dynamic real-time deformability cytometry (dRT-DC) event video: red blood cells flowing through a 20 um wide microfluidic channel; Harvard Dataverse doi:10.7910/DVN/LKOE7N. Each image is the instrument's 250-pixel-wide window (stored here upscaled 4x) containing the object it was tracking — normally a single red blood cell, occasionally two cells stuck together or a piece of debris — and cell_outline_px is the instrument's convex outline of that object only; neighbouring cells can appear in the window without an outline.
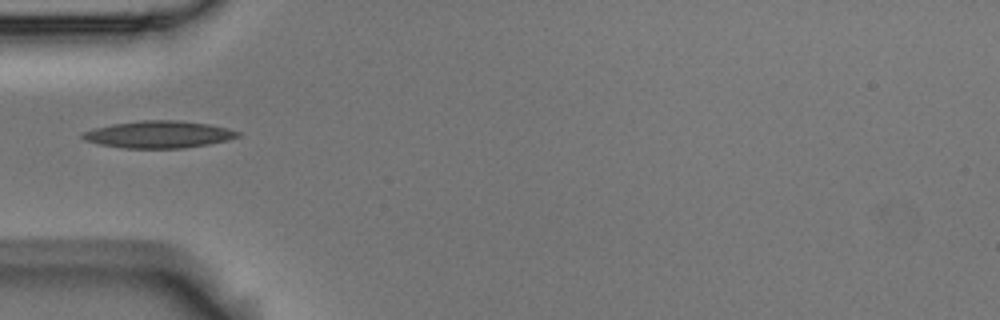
{"species": "Egyptian fruit bat (a non-hibernating species)", "species_latin": "Rousettus aegyptiacus", "temperature_condition": "room temperature", "stored_images_in_passage": 9, "camera_frame_rate_fps": 3000, "um_per_image_px": 0.085, "animal": {"sex": "male"}, "frame": {"image": 1, "passage_image": 1, "time_ms": 0.0, "image_size_px": [1000, 320], "cell_outline_px": [[240, 136], [228, 140], [208, 144], [184, 148], [124, 148], [100, 144], [84, 140], [80, 136], [84, 132], [96, 128], [116, 124], [144, 120], [176, 120], [208, 124], [228, 128], [240, 132]], "centroid_in_image_um": [13.53, 11.43], "position_along_channel_um": 71.5, "area_um2": 24.22}}
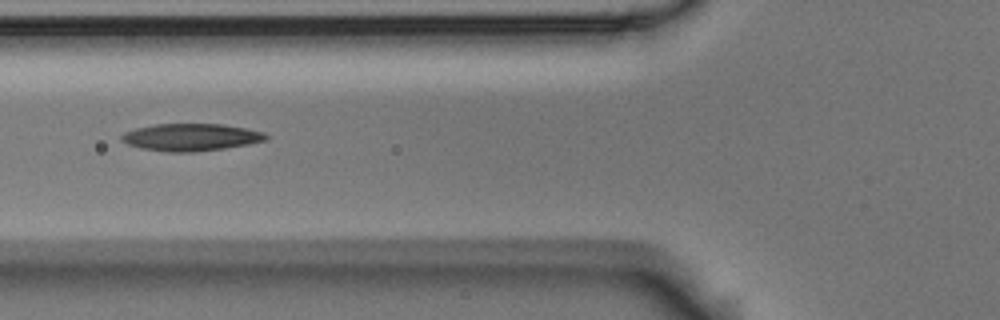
{"frame": {"image": 2, "passage_image": 4, "time_ms": 1.0, "image_size_px": [1000, 320], "cell_outline_px": [[268, 140], [248, 144], [224, 148], [196, 152], [168, 152], [140, 148], [128, 144], [120, 140], [120, 136], [124, 132], [136, 128], [156, 124], [224, 124], [248, 128], [264, 132], [268, 136]], "centroid_in_image_um": [16.24, 11.66], "position_along_channel_um": 109.6, "area_um2": 23.12}}
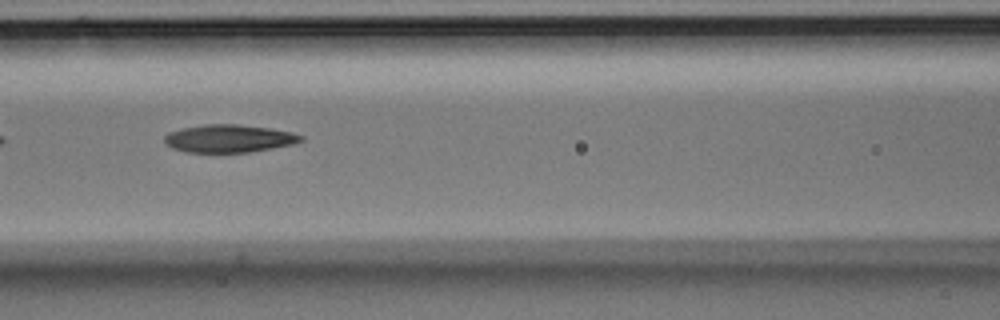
{"frame": {"image": 3, "passage_image": 7, "time_ms": 2.0, "image_size_px": [1000, 320], "cell_outline_px": [[304, 140], [292, 144], [272, 148], [248, 152], [184, 152], [172, 148], [164, 140], [164, 136], [168, 132], [184, 128], [204, 124], [240, 124], [272, 128], [292, 132], [304, 136]], "centroid_in_image_um": [19.48, 11.76], "position_along_channel_um": 147.1, "area_um2": 22.14}}